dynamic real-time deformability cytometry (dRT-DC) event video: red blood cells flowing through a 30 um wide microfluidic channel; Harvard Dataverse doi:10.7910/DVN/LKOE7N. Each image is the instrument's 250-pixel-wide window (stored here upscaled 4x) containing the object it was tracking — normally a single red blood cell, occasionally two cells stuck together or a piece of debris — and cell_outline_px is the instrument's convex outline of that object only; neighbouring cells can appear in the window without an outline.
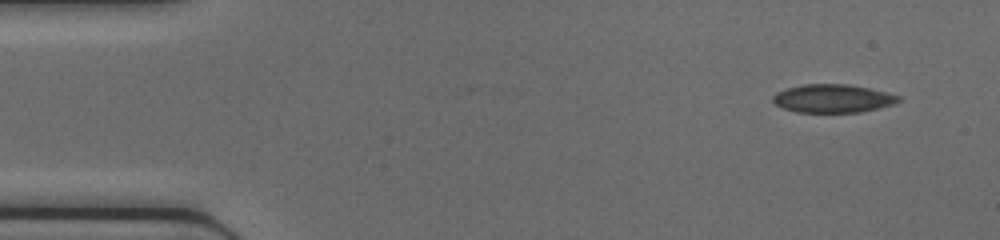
{"species": "common noctule bat (a hibernating species)", "species_latin": "Nyctalus noctula", "temperature_condition": "cold", "stored_images_in_passage": 5, "camera_frame_rate_fps": 3000, "um_per_image_px": 0.085, "animal": {"sex": "female", "body_mass_g": 17.0, "forearm_length_mm": 48.0}, "frame": {"image": 1, "passage_image": 1, "time_ms": 0.0, "image_size_px": [1000, 240], "cell_outline_px": [[900, 100], [892, 104], [860, 112], [796, 112], [784, 108], [776, 104], [772, 100], [772, 96], [776, 92], [788, 88], [804, 84], [848, 84], [868, 88], [900, 96]], "centroid_in_image_um": [70.74, 8.37], "position_along_channel_um": 14.3, "area_um2": 20.4}}